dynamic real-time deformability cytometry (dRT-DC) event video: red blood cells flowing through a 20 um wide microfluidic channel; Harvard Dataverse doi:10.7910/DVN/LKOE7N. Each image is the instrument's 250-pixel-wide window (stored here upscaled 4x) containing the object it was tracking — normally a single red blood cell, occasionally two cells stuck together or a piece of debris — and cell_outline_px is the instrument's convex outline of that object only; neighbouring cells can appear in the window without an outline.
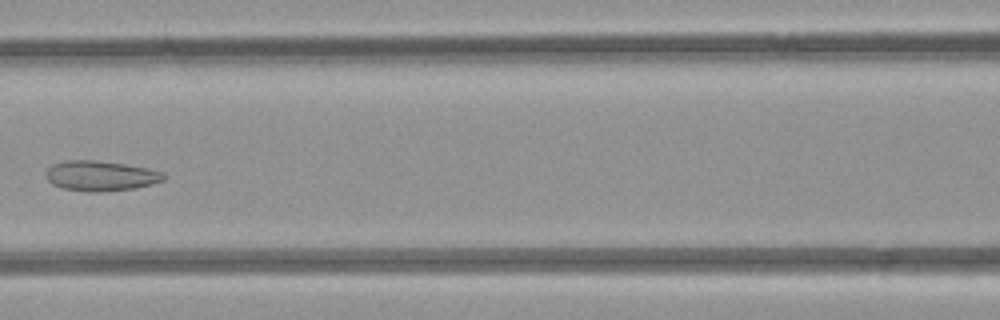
{"species": "common noctule bat (a hibernating species)", "species_latin": "Nyctalus noctula", "temperature_condition": "room temperature", "stored_images_in_passage": 8, "camera_frame_rate_fps": 3000, "um_per_image_px": 0.085, "animal": {"sex": "female", "body_mass_g": 21.9}, "frame": {"image": 1, "passage_image": 6, "time_ms": 6.667, "image_size_px": [1000, 320], "cell_outline_px": [[168, 176], [164, 180], [152, 184], [132, 188], [100, 192], [88, 192], [64, 188], [52, 184], [48, 180], [44, 172], [52, 164], [64, 160], [92, 160], [124, 164], [164, 172]], "centroid_in_image_um": [8.53, 14.94], "position_along_channel_um": 158.1, "area_um2": 20.63}}
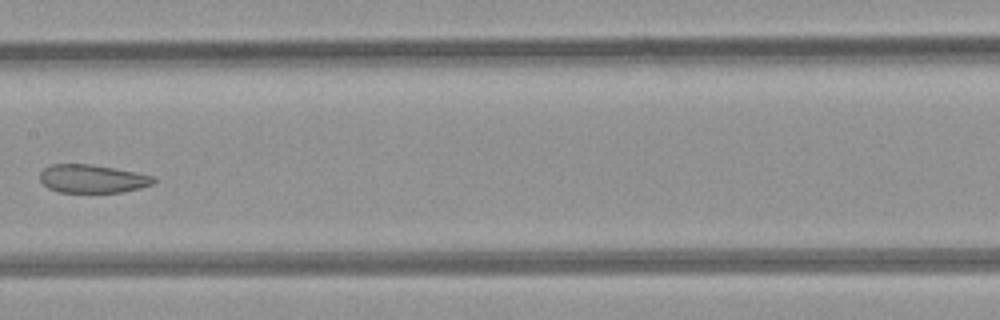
{"frame": {"image": 2, "passage_image": 7, "time_ms": 7.667, "image_size_px": [1000, 320], "cell_outline_px": [[156, 180], [152, 184], [140, 188], [120, 192], [60, 192], [48, 188], [40, 180], [40, 172], [48, 164], [92, 164], [156, 176]], "centroid_in_image_um": [7.84, 15.18], "position_along_channel_um": 199.6, "area_um2": 18.73}}
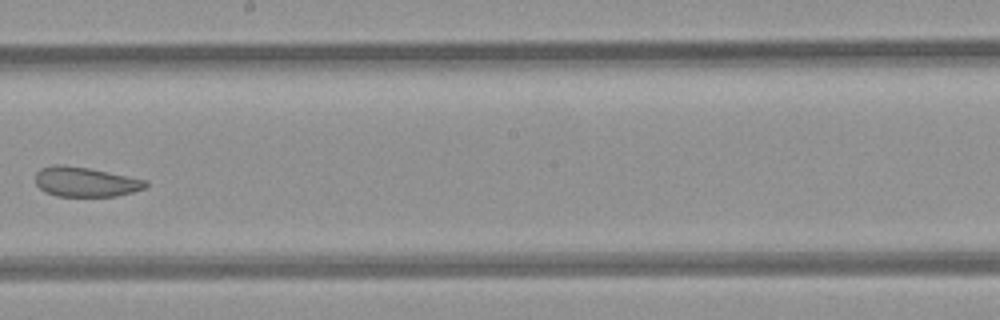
{"frame": {"image": 3, "passage_image": 8, "time_ms": 8.667, "image_size_px": [1000, 320], "cell_outline_px": [[148, 184], [144, 188], [132, 192], [116, 196], [56, 196], [44, 192], [36, 184], [36, 172], [40, 168], [56, 164], [64, 164], [88, 168], [148, 180]], "centroid_in_image_um": [7.24, 15.45], "position_along_channel_um": 241.0, "area_um2": 19.13}}